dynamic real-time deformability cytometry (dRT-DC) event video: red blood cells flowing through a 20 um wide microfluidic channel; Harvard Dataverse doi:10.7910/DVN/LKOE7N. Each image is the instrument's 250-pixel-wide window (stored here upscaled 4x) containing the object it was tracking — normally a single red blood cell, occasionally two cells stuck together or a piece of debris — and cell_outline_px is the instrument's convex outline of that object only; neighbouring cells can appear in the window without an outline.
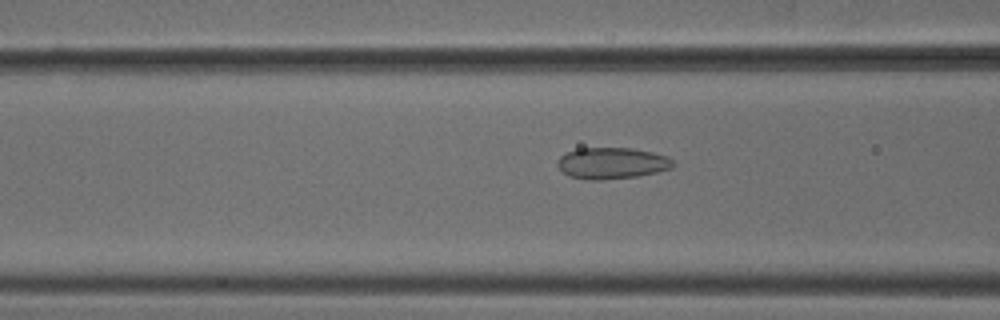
{"species": "common noctule bat (a hibernating species)", "species_latin": "Nyctalus noctula", "temperature_condition": "cold", "stored_images_in_passage": 49, "camera_frame_rate_fps": 3000, "um_per_image_px": 0.085, "animal": {"sex": "male", "body_mass_g": 18.8}, "frame": {"image": 1, "passage_image": 18, "time_ms": 5.667, "image_size_px": [1000, 320], "cell_outline_px": [[676, 164], [672, 168], [640, 176], [600, 180], [588, 180], [568, 176], [556, 164], [556, 160], [560, 156], [576, 148], [632, 148], [652, 152], [668, 156]], "centroid_in_image_um": [52.01, 13.87], "position_along_channel_um": 114.6, "area_um2": 21.33}}
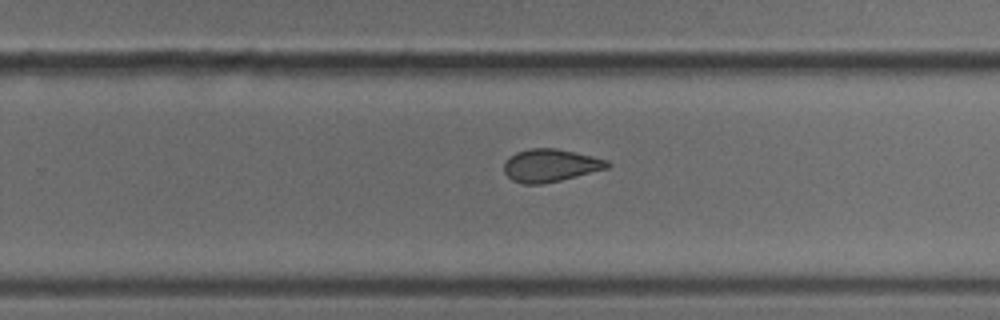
{"frame": {"image": 2, "passage_image": 31, "time_ms": 10.0, "image_size_px": [1000, 320], "cell_outline_px": [[612, 164], [608, 168], [560, 180], [540, 184], [524, 184], [512, 180], [504, 172], [504, 164], [508, 156], [516, 152], [532, 148], [556, 148], [592, 156], [608, 160]], "centroid_in_image_um": [46.77, 14.05], "position_along_channel_um": 283.0, "area_um2": 19.65}}
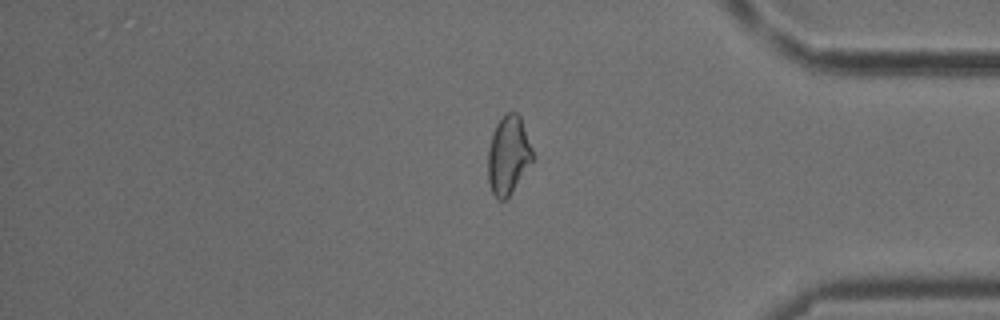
{"frame": {"image": 3, "passage_image": 41, "time_ms": 13.333, "image_size_px": [1000, 320], "cell_outline_px": [[536, 156], [508, 196], [504, 200], [496, 200], [492, 192], [488, 180], [488, 148], [496, 124], [508, 112], [516, 112], [520, 116]], "centroid_in_image_um": [43.22, 13.19], "position_along_channel_um": 392.0, "area_um2": 20.35}, "authors_computed_cell_mechanics": {"area_um2": 20.6346, "velocity_mm_per_s": 3.8785, "shape_relaxation_time_tau1_ms": 9.5955, "shape_relaxation_time_tau2_ms": 1.9091, "deformation_change_tau1": 0.1354, "deformation_change_tau2": 0.0819}}